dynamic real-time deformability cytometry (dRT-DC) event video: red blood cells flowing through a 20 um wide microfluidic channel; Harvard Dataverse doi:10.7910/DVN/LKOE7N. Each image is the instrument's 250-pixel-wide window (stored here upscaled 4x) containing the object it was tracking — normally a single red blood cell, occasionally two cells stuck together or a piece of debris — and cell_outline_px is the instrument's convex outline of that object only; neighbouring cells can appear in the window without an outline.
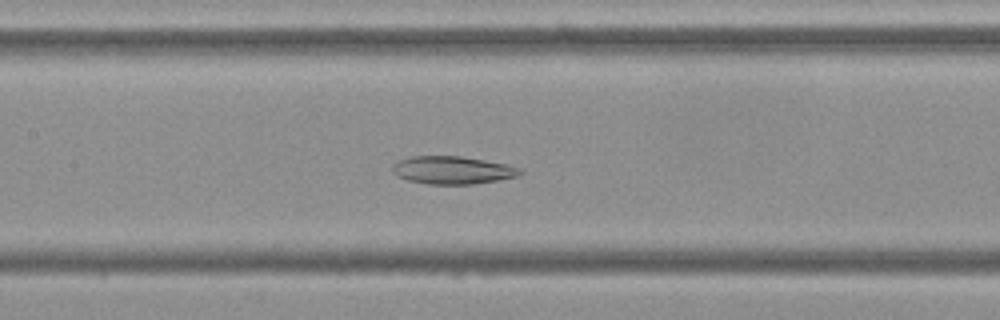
{"species": "Egyptian fruit bat (a non-hibernating species)", "species_latin": "Rousettus aegyptiacus", "temperature_condition": "cold", "stored_images_in_passage": 55, "camera_frame_rate_fps": 3000, "um_per_image_px": 0.085, "frame": {"image": 1, "passage_image": 26, "time_ms": 8.333, "image_size_px": [1000, 320], "cell_outline_px": [[524, 172], [520, 176], [472, 184], [428, 184], [408, 180], [396, 176], [392, 172], [392, 164], [400, 160], [412, 156], [460, 156], [508, 164], [520, 168]], "centroid_in_image_um": [38.47, 14.46], "position_along_channel_um": 168.9, "area_um2": 20.75}}
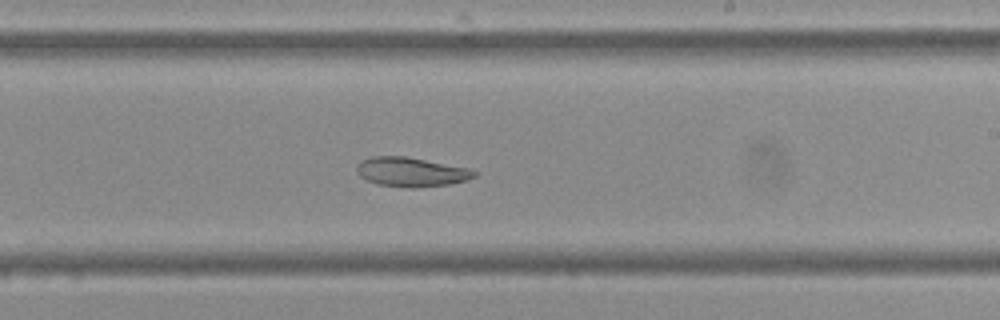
{"frame": {"image": 2, "passage_image": 33, "time_ms": 10.667, "image_size_px": [1000, 320], "cell_outline_px": [[480, 172], [476, 176], [468, 180], [448, 184], [412, 188], [408, 188], [376, 184], [360, 176], [356, 172], [356, 168], [360, 160], [372, 156], [404, 156], [468, 168]], "centroid_in_image_um": [34.94, 14.62], "position_along_channel_um": 254.1, "area_um2": 20.11}}
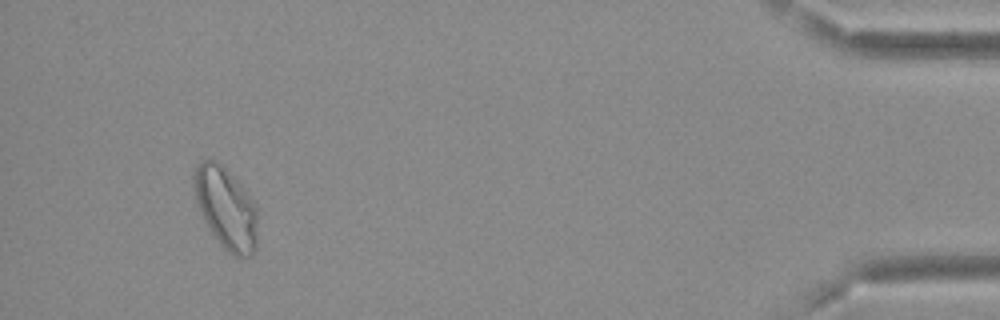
{"frame": {"image": 3, "passage_image": 52, "time_ms": 17.0, "image_size_px": [1000, 320], "cell_outline_px": [[256, 244], [252, 256], [236, 256], [228, 252], [220, 244], [212, 232], [196, 200], [192, 188], [192, 172], [196, 164], [200, 160], [212, 160], [220, 164], [244, 188], [252, 200], [256, 208]], "centroid_in_image_um": [19.17, 17.65], "position_along_channel_um": 416.0, "area_um2": 29.77}, "authors_computed_cell_mechanics": {"area_um2": 25.8944, "velocity_mm_per_s": 3.6614, "shape_relaxation_time_tau1_ms": null, "shape_relaxation_time_tau2_ms": 4.0204, "deformation_change_tau1": null, "deformation_change_tau2": 0.0837}}